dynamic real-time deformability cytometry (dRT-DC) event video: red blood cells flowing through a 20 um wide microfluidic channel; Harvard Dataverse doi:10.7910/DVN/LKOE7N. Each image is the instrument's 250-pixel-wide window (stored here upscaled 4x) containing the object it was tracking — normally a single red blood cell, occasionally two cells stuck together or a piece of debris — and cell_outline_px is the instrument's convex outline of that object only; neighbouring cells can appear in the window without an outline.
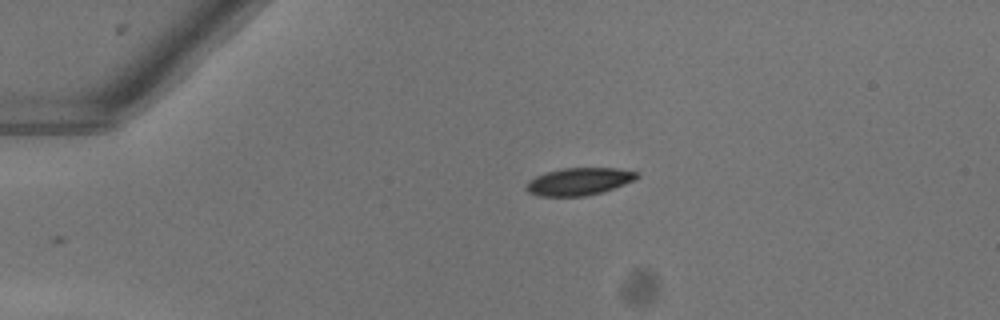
{"species": "common noctule bat (a hibernating species)", "species_latin": "Nyctalus noctula", "temperature_condition": "warm", "stored_images_in_passage": 35, "camera_frame_rate_fps": 3000, "um_per_image_px": 0.085, "animal": {"sex": "female"}, "frame": {"image": 1, "passage_image": 1, "time_ms": 0.0, "image_size_px": [1000, 320], "cell_outline_px": [[640, 176], [624, 184], [600, 192], [584, 196], [540, 196], [528, 192], [524, 188], [528, 180], [536, 176], [548, 172], [564, 168], [616, 168], [640, 172]], "centroid_in_image_um": [49.19, 15.42], "position_along_channel_um": 35.8, "area_um2": 17.51}}
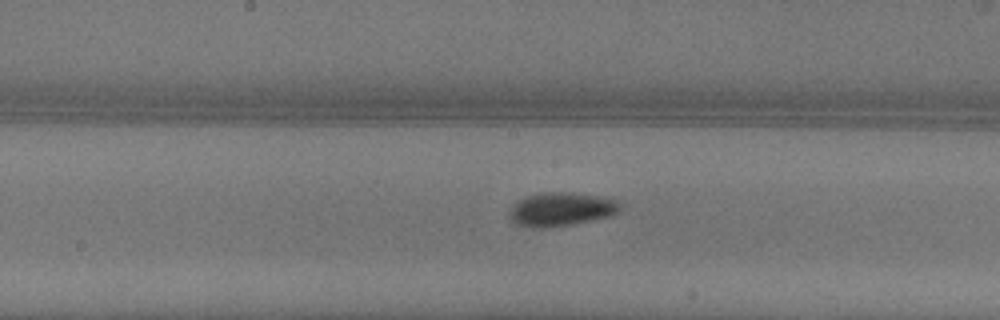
{"frame": {"image": 2, "passage_image": 17, "time_ms": 5.333, "image_size_px": [1000, 320], "cell_outline_px": [[624, 204], [616, 212], [608, 216], [568, 224], [544, 228], [532, 228], [516, 224], [508, 216], [508, 212], [524, 196], [544, 192], [572, 192], [600, 196], [620, 200]], "centroid_in_image_um": [47.7, 17.76], "position_along_channel_um": 200.5, "area_um2": 21.62}}
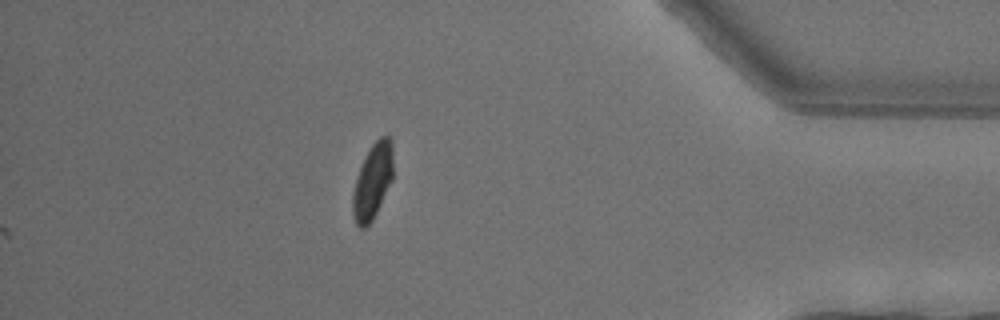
{"frame": {"image": 3, "passage_image": 35, "time_ms": 11.333, "image_size_px": [1000, 320], "cell_outline_px": [[392, 180], [372, 220], [364, 228], [360, 228], [356, 224], [352, 216], [352, 196], [356, 180], [360, 168], [368, 148], [380, 136], [388, 136], [392, 140]], "centroid_in_image_um": [31.66, 15.4], "position_along_channel_um": 403.5, "area_um2": 17.57}, "authors_computed_cell_mechanics": {"area_um2": 19.5942, "velocity_mm_per_s": 4.0323, "shape_relaxation_time_tau1_ms": 3.9997, "shape_relaxation_time_tau2_ms": null, "deformation_change_tau1": 0.1318, "deformation_change_tau2": null}}